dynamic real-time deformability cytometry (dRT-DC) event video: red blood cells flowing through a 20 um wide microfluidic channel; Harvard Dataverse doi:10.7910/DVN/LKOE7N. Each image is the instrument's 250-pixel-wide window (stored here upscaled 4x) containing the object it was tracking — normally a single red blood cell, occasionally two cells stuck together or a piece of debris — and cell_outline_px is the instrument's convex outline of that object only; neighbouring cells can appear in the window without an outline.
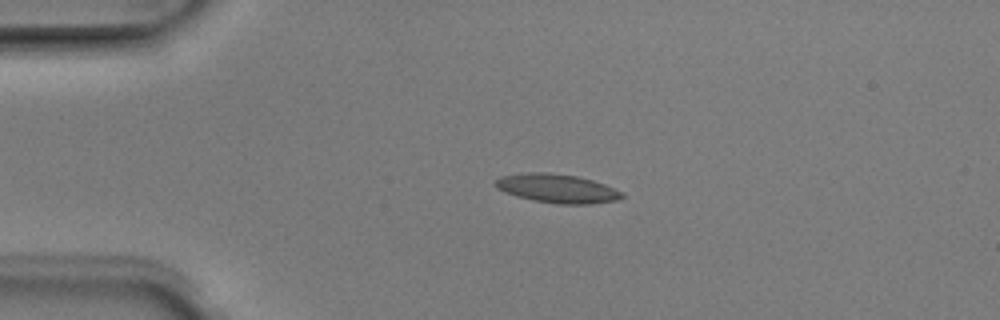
{"species": "Egyptian fruit bat (a non-hibernating species)", "species_latin": "Rousettus aegyptiacus", "temperature_condition": "room temperature", "stored_images_in_passage": 4, "camera_frame_rate_fps": 3000, "um_per_image_px": 0.085, "animal": {"sex": "male"}, "frame": {"image": 1, "passage_image": 3, "time_ms": 0.667, "image_size_px": [1000, 320], "cell_outline_px": [[624, 196], [616, 200], [588, 204], [560, 204], [536, 200], [516, 196], [504, 192], [496, 188], [492, 184], [500, 176], [528, 172], [548, 172], [576, 176], [592, 180], [604, 184], [624, 192]], "centroid_in_image_um": [47.33, 16.01], "position_along_channel_um": 37.7, "area_um2": 21.21}}